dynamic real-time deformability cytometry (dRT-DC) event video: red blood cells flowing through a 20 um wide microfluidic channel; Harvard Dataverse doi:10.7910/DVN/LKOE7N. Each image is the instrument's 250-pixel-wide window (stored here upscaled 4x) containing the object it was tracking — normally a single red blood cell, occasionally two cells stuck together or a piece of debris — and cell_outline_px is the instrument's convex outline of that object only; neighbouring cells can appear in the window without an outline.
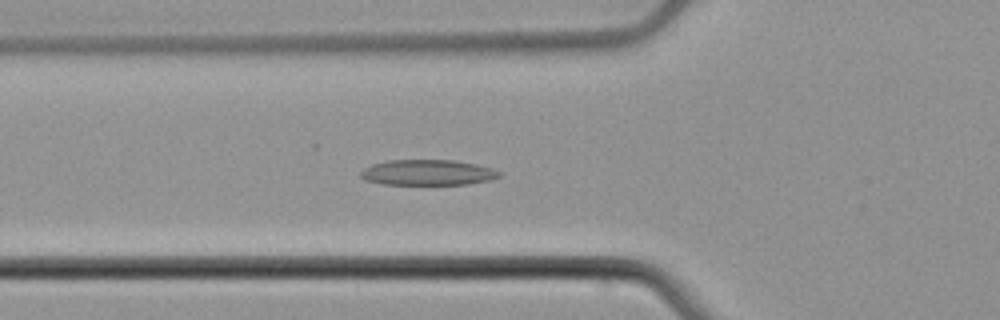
{"species": "common noctule bat (a hibernating species)", "species_latin": "Nyctalus noctula", "temperature_condition": "cold", "stored_images_in_passage": 52, "camera_frame_rate_fps": 3000, "um_per_image_px": 0.085, "animal": {"sex": "male", "body_mass_g": 21.5, "forearm_length_mm": 52.0}, "frame": {"image": 1, "passage_image": 17, "time_ms": 5.333, "image_size_px": [1000, 320], "cell_outline_px": [[500, 176], [488, 180], [468, 184], [384, 184], [364, 180], [360, 176], [360, 172], [364, 168], [372, 164], [388, 160], [452, 160], [476, 164], [492, 168], [500, 172]], "centroid_in_image_um": [36.32, 14.66], "position_along_channel_um": 89.5, "area_um2": 20.52}}
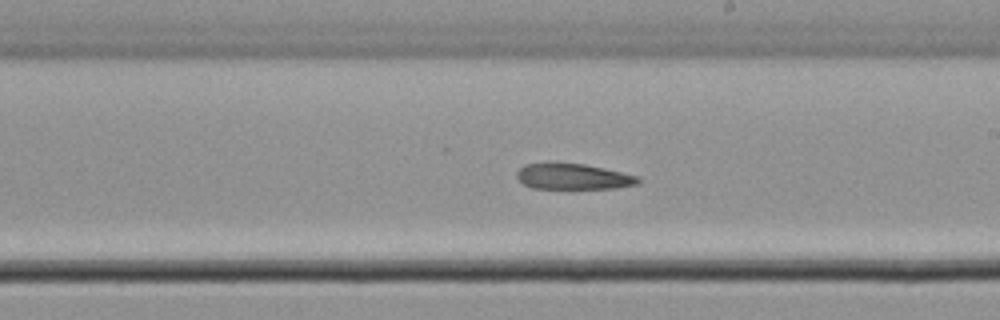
{"frame": {"image": 2, "passage_image": 29, "time_ms": 9.333, "image_size_px": [1000, 320], "cell_outline_px": [[640, 184], [616, 188], [532, 188], [524, 184], [516, 176], [516, 172], [524, 164], [548, 160], [556, 160], [584, 164], [604, 168], [640, 176]], "centroid_in_image_um": [48.68, 14.96], "position_along_channel_um": 240.3, "area_um2": 18.96}}
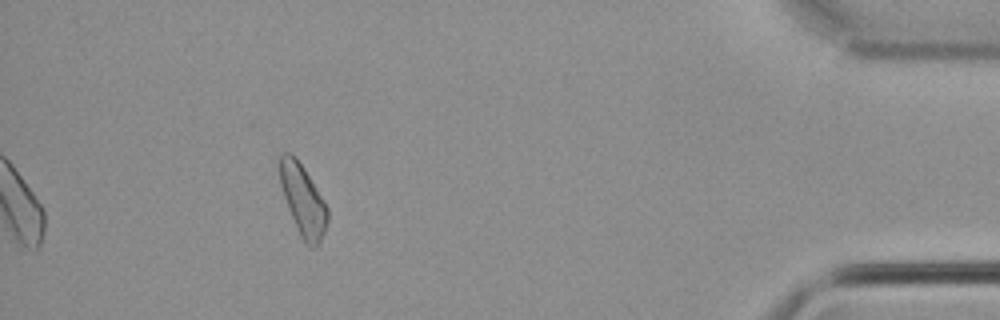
{"frame": {"image": 3, "passage_image": 47, "time_ms": 15.333, "image_size_px": [1000, 320], "cell_outline_px": [[328, 220], [320, 244], [316, 248], [308, 248], [304, 244], [296, 228], [288, 208], [280, 184], [280, 152], [288, 152], [296, 156], [304, 168], [324, 200], [328, 208]], "centroid_in_image_um": [25.76, 17.06], "position_along_channel_um": 409.4, "area_um2": 20.0}}